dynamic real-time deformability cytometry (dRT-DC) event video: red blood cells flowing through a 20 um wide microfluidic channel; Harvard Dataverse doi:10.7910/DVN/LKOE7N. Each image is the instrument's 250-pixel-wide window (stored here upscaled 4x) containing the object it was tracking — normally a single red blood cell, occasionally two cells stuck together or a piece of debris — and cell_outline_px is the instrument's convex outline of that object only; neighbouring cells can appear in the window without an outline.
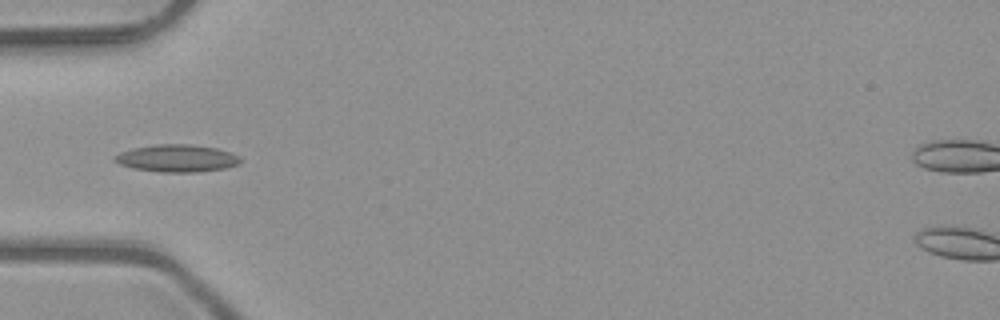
{"species": "common noctule bat (a hibernating species)", "species_latin": "Nyctalus noctula", "temperature_condition": "room temperature", "stored_images_in_passage": 4, "camera_frame_rate_fps": 3000, "um_per_image_px": 0.085, "animal": {"sex": "male", "body_mass_g": 23.1, "forearm_length_mm": 52.7}, "frame": {"image": 1, "passage_image": 3, "time_ms": 0.667, "image_size_px": [1000, 320], "cell_outline_px": [[240, 164], [224, 168], [196, 172], [160, 172], [132, 168], [120, 164], [112, 160], [112, 156], [120, 152], [132, 148], [156, 144], [192, 144], [216, 148], [232, 152], [240, 156]], "centroid_in_image_um": [15.02, 13.45], "position_along_channel_um": 70.0, "area_um2": 20.23}}
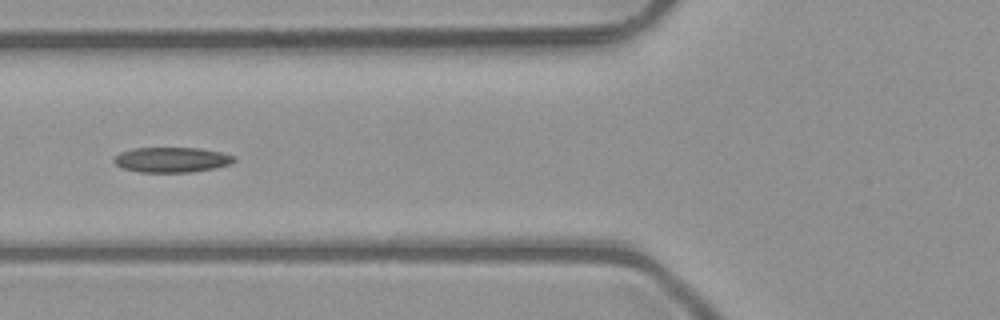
{"frame": {"image": 2, "passage_image": 4, "time_ms": 1.0, "image_size_px": [1000, 320], "cell_outline_px": [[236, 160], [228, 164], [216, 168], [192, 172], [140, 172], [124, 168], [116, 164], [112, 160], [120, 152], [132, 148], [200, 148], [220, 152], [236, 156]], "centroid_in_image_um": [14.61, 13.57], "position_along_channel_um": 111.2, "area_um2": 17.57}}